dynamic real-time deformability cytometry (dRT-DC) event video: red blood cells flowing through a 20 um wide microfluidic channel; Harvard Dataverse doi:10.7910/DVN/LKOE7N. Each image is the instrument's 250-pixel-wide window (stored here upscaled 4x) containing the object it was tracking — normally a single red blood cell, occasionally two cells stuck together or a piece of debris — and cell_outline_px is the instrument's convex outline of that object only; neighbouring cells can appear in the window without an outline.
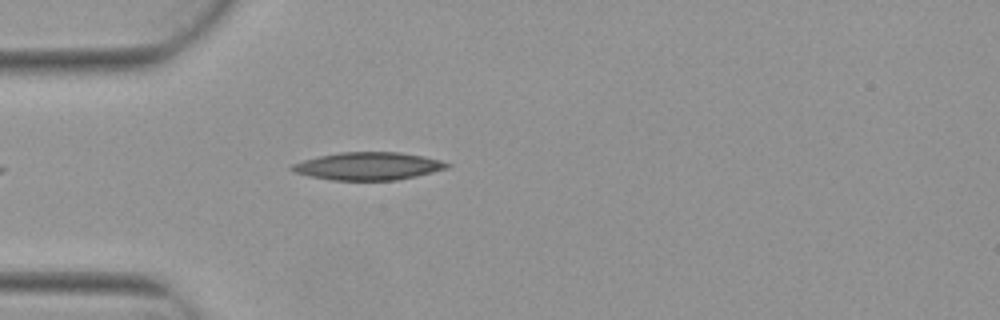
{"species": "Egyptian fruit bat (a non-hibernating species)", "species_latin": "Rousettus aegyptiacus", "temperature_condition": "warm", "stored_images_in_passage": 3, "camera_frame_rate_fps": 3000, "um_per_image_px": 0.085, "animal": {"sex": "female"}, "frame": {"image": 1, "passage_image": 3, "time_ms": 0.667, "image_size_px": [1000, 320], "cell_outline_px": [[452, 164], [448, 168], [416, 176], [396, 180], [332, 180], [308, 176], [292, 172], [288, 168], [292, 164], [304, 160], [320, 156], [340, 152], [400, 152], [424, 156], [440, 160]], "centroid_in_image_um": [31.28, 14.12], "position_along_channel_um": 53.7, "area_um2": 25.14}}